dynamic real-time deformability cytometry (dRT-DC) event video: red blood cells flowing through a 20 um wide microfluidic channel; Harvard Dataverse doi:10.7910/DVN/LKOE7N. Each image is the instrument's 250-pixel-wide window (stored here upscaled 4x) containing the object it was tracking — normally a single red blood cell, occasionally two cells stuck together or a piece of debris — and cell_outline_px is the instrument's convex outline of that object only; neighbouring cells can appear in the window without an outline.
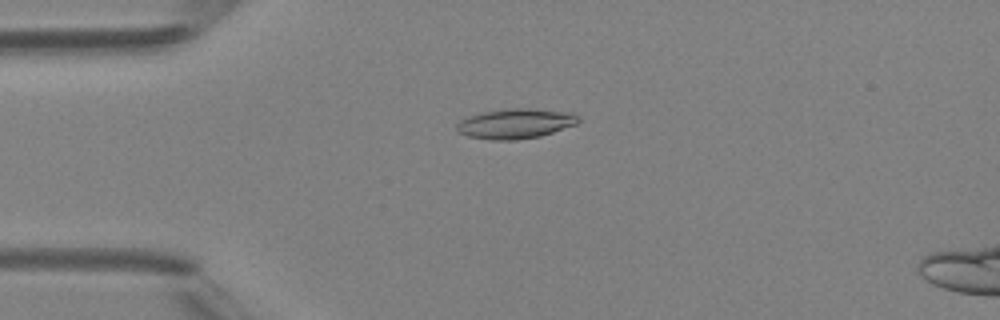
{"species": "Egyptian fruit bat (a non-hibernating species)", "species_latin": "Rousettus aegyptiacus", "temperature_condition": "room temperature", "stored_images_in_passage": 2, "camera_frame_rate_fps": 3000, "um_per_image_px": 0.085, "animal": {"sex": "female"}, "frame": {"image": 1, "passage_image": 1, "time_ms": 0.0, "image_size_px": [1000, 320], "cell_outline_px": [[580, 120], [576, 124], [540, 136], [516, 140], [492, 140], [468, 136], [460, 132], [456, 128], [456, 124], [460, 120], [468, 116], [484, 112], [508, 108], [528, 108], [572, 112], [580, 116]], "centroid_in_image_um": [43.83, 10.5], "position_along_channel_um": 41.2, "area_um2": 21.21}}